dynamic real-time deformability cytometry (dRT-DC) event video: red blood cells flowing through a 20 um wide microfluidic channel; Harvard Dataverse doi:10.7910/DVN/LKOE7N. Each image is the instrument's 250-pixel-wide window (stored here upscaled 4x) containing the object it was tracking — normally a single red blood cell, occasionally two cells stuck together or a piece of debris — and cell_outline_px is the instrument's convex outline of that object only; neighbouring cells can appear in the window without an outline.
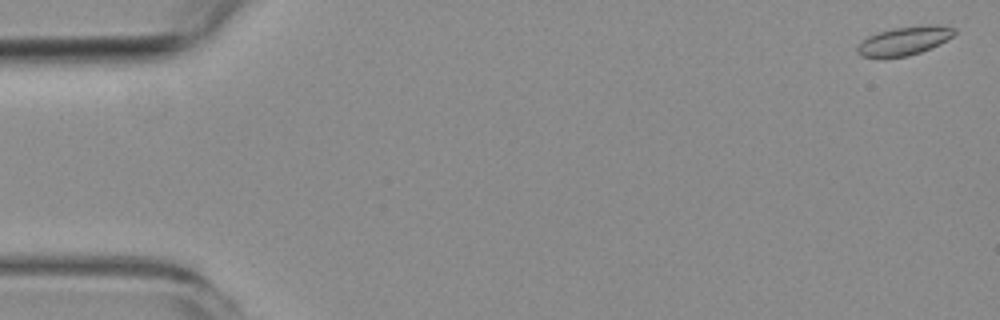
{"species": "common noctule bat (a hibernating species)", "species_latin": "Nyctalus noctula", "temperature_condition": "room temperature", "stored_images_in_passage": 4, "camera_frame_rate_fps": 3000, "um_per_image_px": 0.085, "animal": {"sex": "female", "body_mass_g": 19.3, "forearm_length_mm": 54.1}, "frame": {"image": 1, "passage_image": 1, "time_ms": 0.0, "image_size_px": [1000, 320], "cell_outline_px": [[956, 32], [952, 36], [940, 44], [920, 52], [908, 56], [860, 56], [856, 52], [856, 48], [868, 36], [892, 28], [928, 24], [940, 24], [956, 28]], "centroid_in_image_um": [76.92, 3.44], "position_along_channel_um": 8.1, "area_um2": 16.01}}